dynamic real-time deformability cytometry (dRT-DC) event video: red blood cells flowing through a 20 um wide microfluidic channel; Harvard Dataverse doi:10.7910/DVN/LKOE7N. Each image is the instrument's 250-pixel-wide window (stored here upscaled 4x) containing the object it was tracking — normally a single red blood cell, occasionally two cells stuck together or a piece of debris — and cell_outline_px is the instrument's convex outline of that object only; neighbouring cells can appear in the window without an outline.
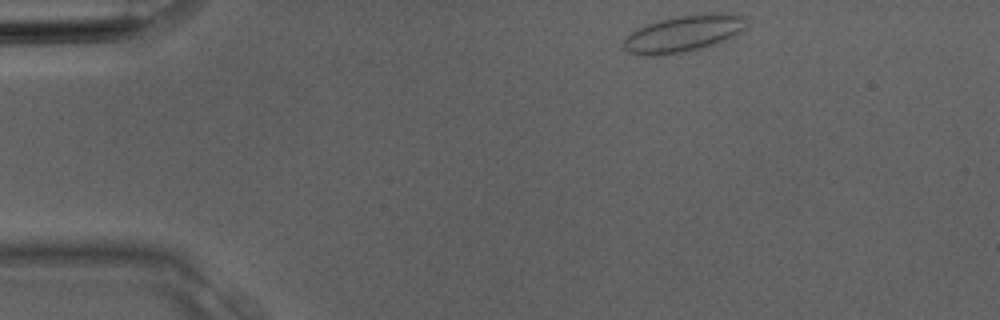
{"species": "Egyptian fruit bat (a non-hibernating species)", "species_latin": "Rousettus aegyptiacus", "temperature_condition": "room temperature", "stored_images_in_passage": 2, "camera_frame_rate_fps": 3000, "um_per_image_px": 0.085, "animal": {"sex": "male"}, "frame": {"image": 1, "passage_image": 1, "time_ms": 0.0, "image_size_px": [1000, 320], "cell_outline_px": [[748, 24], [740, 32], [716, 44], [704, 48], [680, 52], [652, 56], [640, 56], [628, 52], [624, 48], [624, 40], [632, 32], [648, 24], [660, 20], [676, 16], [744, 16]], "centroid_in_image_um": [58.02, 2.92], "position_along_channel_um": 27.0, "area_um2": 25.03}}